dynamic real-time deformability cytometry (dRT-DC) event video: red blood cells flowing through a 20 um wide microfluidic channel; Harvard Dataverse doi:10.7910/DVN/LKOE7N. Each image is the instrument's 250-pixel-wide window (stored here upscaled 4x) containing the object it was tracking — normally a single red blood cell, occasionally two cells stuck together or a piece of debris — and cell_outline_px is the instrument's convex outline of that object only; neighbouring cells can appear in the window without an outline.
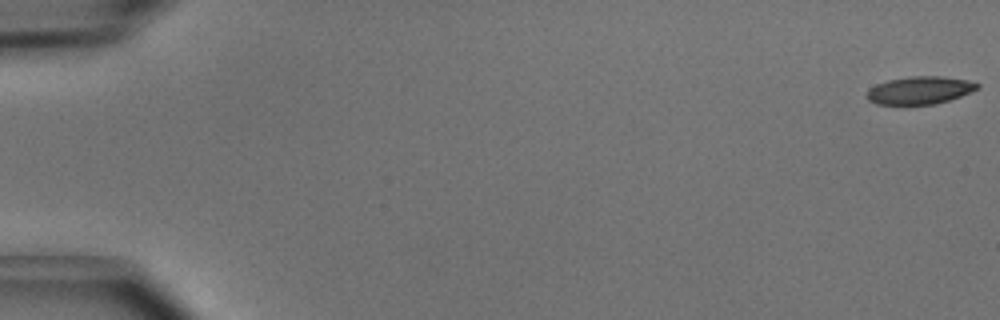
{"species": "common noctule bat (a hibernating species)", "species_latin": "Nyctalus noctula", "temperature_condition": "cold", "stored_images_in_passage": 7, "camera_frame_rate_fps": 3000, "um_per_image_px": 0.085, "animal": {"sex": "male", "body_mass_g": 15.6}, "frame": {"image": 1, "passage_image": 1, "time_ms": 0.0, "image_size_px": [1000, 320], "cell_outline_px": [[980, 88], [960, 96], [936, 104], [876, 104], [868, 100], [868, 88], [876, 84], [888, 80], [912, 76], [940, 76], [968, 80], [980, 84]], "centroid_in_image_um": [78.19, 7.67], "position_along_channel_um": 6.8, "area_um2": 17.74}}
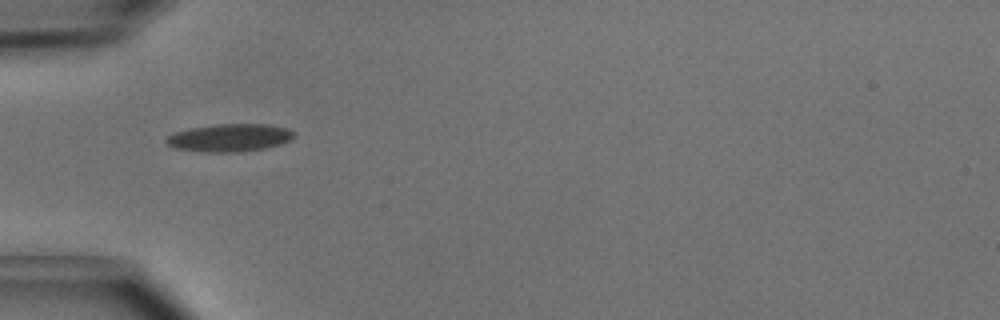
{"frame": {"image": 2, "passage_image": 5, "time_ms": 1.333, "image_size_px": [1000, 320], "cell_outline_px": [[296, 136], [292, 140], [280, 144], [264, 148], [240, 152], [200, 152], [176, 148], [168, 144], [164, 140], [168, 136], [176, 132], [192, 128], [216, 124], [272, 124], [296, 132]], "centroid_in_image_um": [19.56, 11.71], "position_along_channel_um": 65.4, "area_um2": 20.69}}
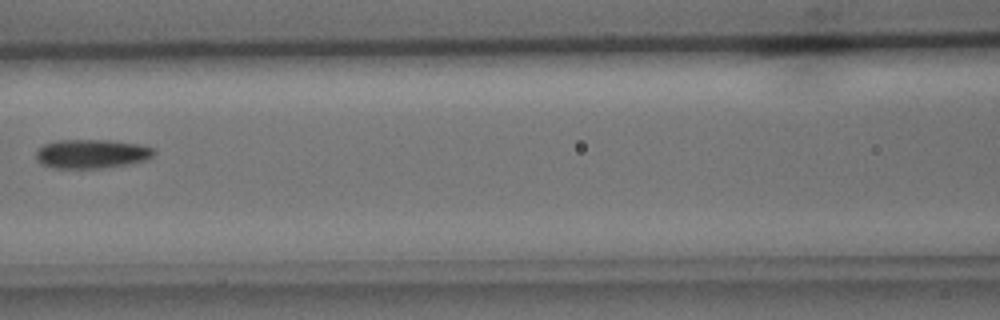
{"frame": {"image": 3, "passage_image": 7, "time_ms": 2.0, "image_size_px": [1000, 320], "cell_outline_px": [[156, 152], [152, 156], [144, 160], [132, 164], [100, 168], [56, 168], [40, 164], [36, 160], [36, 148], [44, 144], [56, 140], [112, 140], [140, 144], [156, 148]], "centroid_in_image_um": [7.79, 13.07], "position_along_channel_um": 158.8, "area_um2": 20.29}}